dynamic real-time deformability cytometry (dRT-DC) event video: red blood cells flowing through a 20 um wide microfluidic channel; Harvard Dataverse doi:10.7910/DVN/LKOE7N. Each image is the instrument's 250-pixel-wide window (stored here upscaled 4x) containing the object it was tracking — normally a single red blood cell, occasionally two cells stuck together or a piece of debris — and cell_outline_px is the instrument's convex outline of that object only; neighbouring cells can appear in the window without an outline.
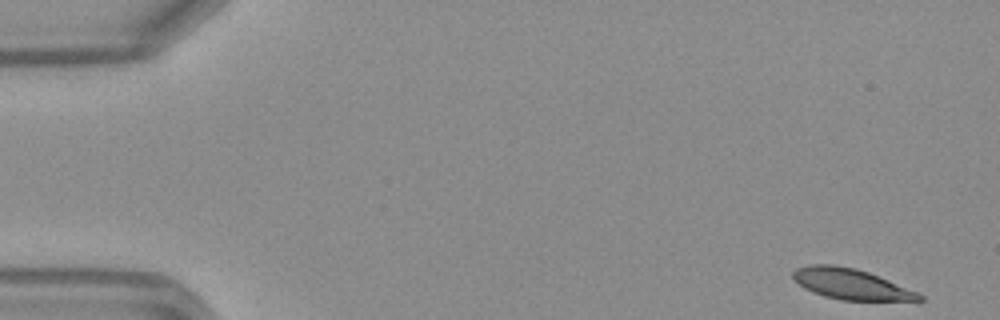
{"species": "Egyptian fruit bat (a non-hibernating species)", "species_latin": "Rousettus aegyptiacus", "temperature_condition": "warm", "stored_images_in_passage": 47, "camera_frame_rate_fps": 3000, "um_per_image_px": 0.085, "frame": {"image": 1, "passage_image": 1, "time_ms": 0.0, "image_size_px": [1000, 320], "cell_outline_px": [[924, 300], [840, 300], [824, 296], [812, 292], [804, 288], [792, 280], [792, 272], [796, 268], [812, 264], [832, 264], [856, 268], [868, 272], [916, 292], [924, 296]], "centroid_in_image_um": [72.24, 24.13], "position_along_channel_um": 12.8, "area_um2": 22.37}}
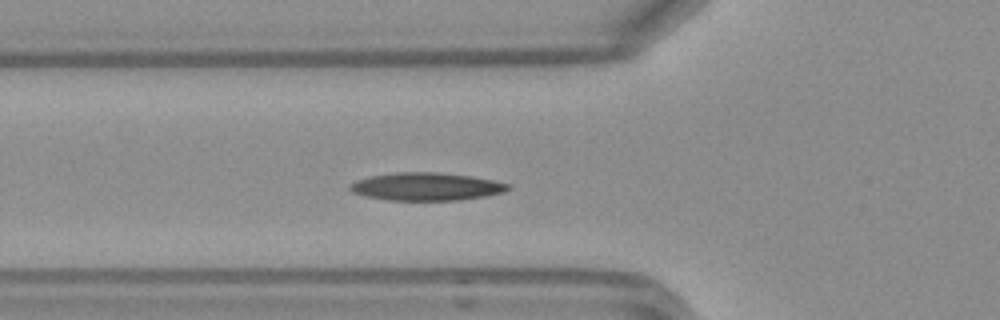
{"frame": {"image": 2, "passage_image": 16, "time_ms": 5.0, "image_size_px": [1000, 320], "cell_outline_px": [[512, 188], [504, 192], [484, 196], [456, 200], [388, 200], [368, 196], [352, 192], [348, 188], [348, 184], [356, 180], [368, 176], [396, 172], [436, 172], [472, 176], [512, 184]], "centroid_in_image_um": [36.23, 15.85], "position_along_channel_um": 89.6, "area_um2": 25.72}}
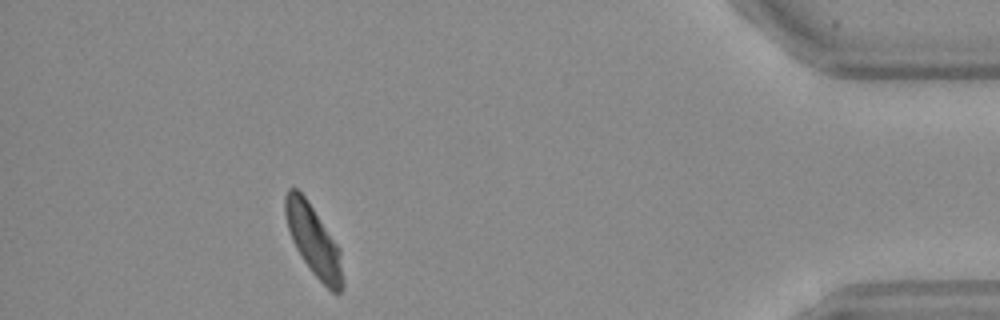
{"frame": {"image": 3, "passage_image": 43, "time_ms": 14.0, "image_size_px": [1000, 320], "cell_outline_px": [[344, 288], [336, 296], [312, 272], [300, 256], [292, 240], [288, 228], [284, 212], [284, 196], [288, 188], [296, 188], [304, 196], [340, 248], [344, 280]], "centroid_in_image_um": [26.67, 20.49], "position_along_channel_um": 408.5, "area_um2": 23.58}, "authors_computed_cell_mechanics": {"area_um2": 24.1604, "velocity_mm_per_s": 4.1247, "shape_relaxation_time_tau1_ms": 5.6951, "shape_relaxation_time_tau2_ms": 3.4999, "deformation_change_tau1": 0.1659, "deformation_change_tau2": 0.0967}}